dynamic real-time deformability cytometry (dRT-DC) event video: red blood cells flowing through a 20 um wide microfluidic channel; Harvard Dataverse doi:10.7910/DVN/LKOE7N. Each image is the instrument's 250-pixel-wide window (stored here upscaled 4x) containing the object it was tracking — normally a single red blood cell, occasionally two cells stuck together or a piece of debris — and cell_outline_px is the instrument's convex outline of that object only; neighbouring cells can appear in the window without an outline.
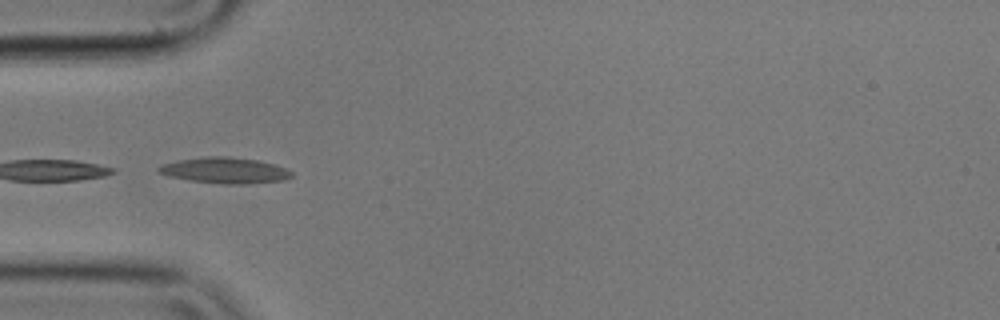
{"species": "common noctule bat (a hibernating species)", "species_latin": "Nyctalus noctula", "temperature_condition": "cold", "stored_images_in_passage": 13, "camera_frame_rate_fps": 3000, "um_per_image_px": 0.085, "animal": {"sex": "male", "body_mass_g": 17.9}, "frame": {"image": 1, "passage_image": 4, "time_ms": 1.0, "image_size_px": [1000, 320], "cell_outline_px": [[292, 176], [284, 180], [244, 184], [224, 184], [188, 180], [168, 176], [156, 172], [156, 168], [160, 164], [180, 160], [208, 156], [228, 156], [256, 160], [276, 164], [288, 168], [292, 172]], "centroid_in_image_um": [19.1, 14.48], "position_along_channel_um": 65.9, "area_um2": 20.23}}
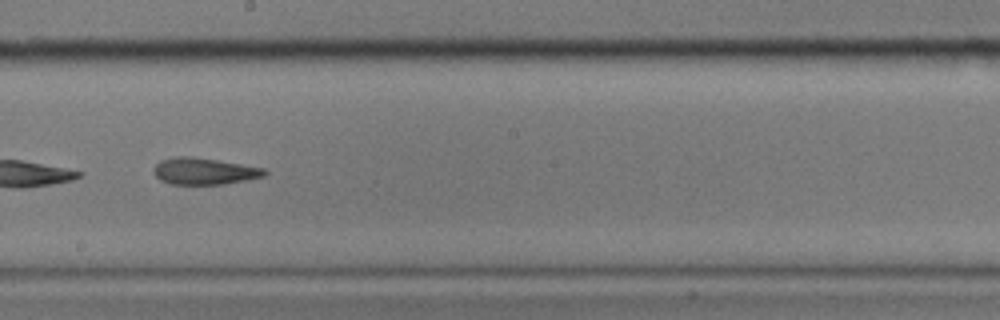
{"frame": {"image": 2, "passage_image": 8, "time_ms": 2.333, "image_size_px": [1000, 320], "cell_outline_px": [[268, 172], [264, 176], [248, 180], [224, 184], [168, 184], [160, 180], [156, 176], [156, 164], [160, 160], [176, 156], [192, 156], [264, 168]], "centroid_in_image_um": [17.37, 14.55], "position_along_channel_um": 230.8, "area_um2": 17.11}}
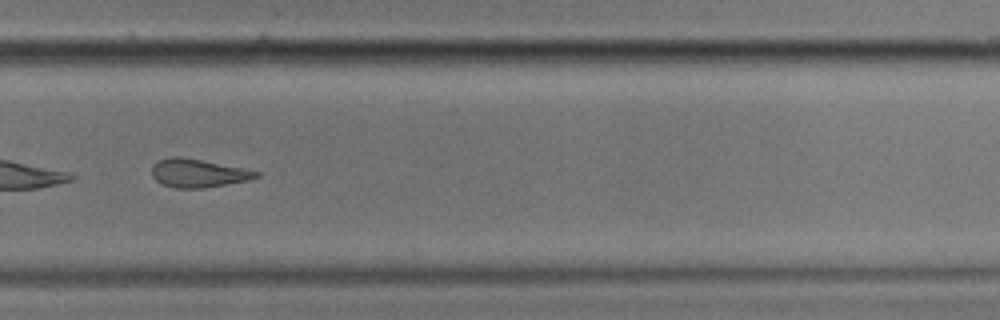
{"frame": {"image": 3, "passage_image": 10, "time_ms": 3.0, "image_size_px": [1000, 320], "cell_outline_px": [[260, 176], [248, 180], [204, 188], [176, 188], [160, 184], [152, 176], [152, 164], [160, 160], [172, 156], [180, 156], [244, 168], [260, 172]], "centroid_in_image_um": [16.82, 14.72], "position_along_channel_um": 313.0, "area_um2": 17.22}}